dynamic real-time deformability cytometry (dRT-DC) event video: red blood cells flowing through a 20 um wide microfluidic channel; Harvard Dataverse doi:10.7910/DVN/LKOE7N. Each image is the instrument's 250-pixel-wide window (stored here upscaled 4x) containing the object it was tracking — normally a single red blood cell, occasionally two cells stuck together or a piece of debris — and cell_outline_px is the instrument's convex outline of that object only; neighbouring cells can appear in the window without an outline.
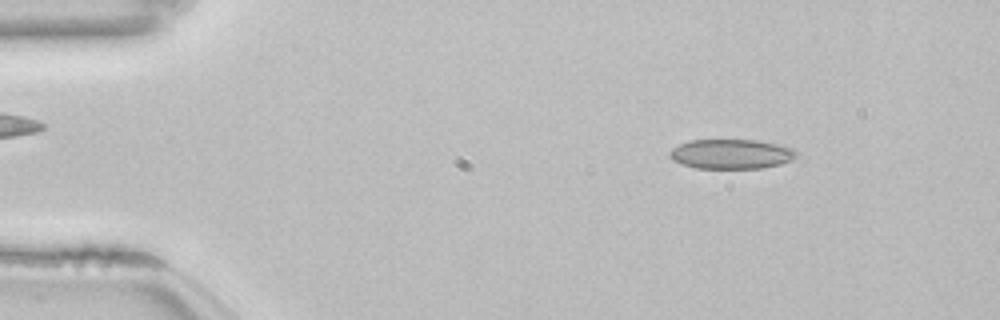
{"species": "common noctule bat (a hibernating species)", "species_latin": "Nyctalus noctula", "temperature_condition": "room temperature", "stored_images_in_passage": 53, "camera_frame_rate_fps": 3000, "um_per_image_px": 0.085, "animal": {"sex": "female", "body_mass_g": 22.7, "forearm_length_mm": 54.2}, "frame": {"image": 1, "passage_image": 7, "time_ms": 2.0, "image_size_px": [1000, 320], "cell_outline_px": [[796, 156], [780, 164], [764, 168], [696, 168], [672, 160], [668, 156], [668, 152], [672, 148], [688, 140], [760, 140], [792, 148], [796, 152]], "centroid_in_image_um": [62.11, 13.08], "position_along_channel_um": 22.9, "area_um2": 21.79}}
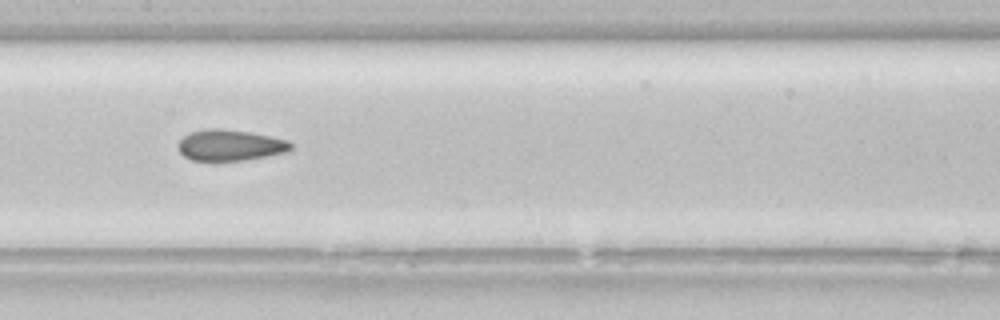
{"frame": {"image": 2, "passage_image": 26, "time_ms": 8.333, "image_size_px": [1000, 320], "cell_outline_px": [[292, 148], [288, 152], [244, 160], [192, 160], [184, 156], [180, 152], [176, 144], [184, 136], [192, 132], [208, 128], [220, 128], [252, 132], [288, 140], [292, 144]], "centroid_in_image_um": [19.57, 12.33], "position_along_channel_um": 187.8, "area_um2": 20.4}}
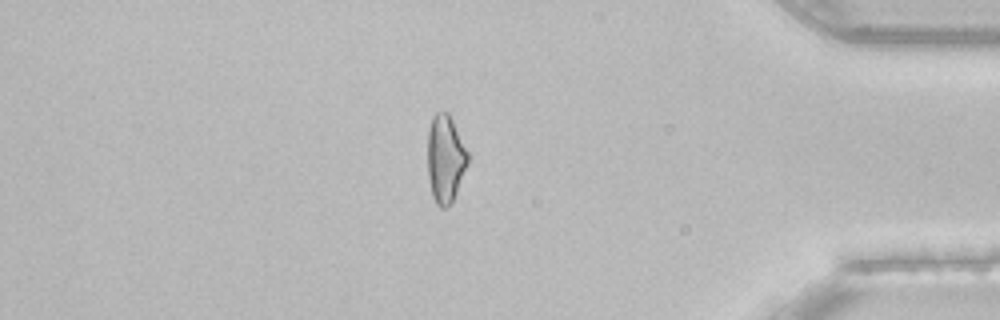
{"frame": {"image": 3, "passage_image": 45, "time_ms": 14.667, "image_size_px": [1000, 320], "cell_outline_px": [[468, 164], [456, 192], [452, 200], [444, 208], [440, 208], [436, 204], [432, 196], [428, 180], [428, 128], [432, 116], [436, 112], [448, 112], [468, 152]], "centroid_in_image_um": [37.83, 13.49], "position_along_channel_um": 397.4, "area_um2": 20.46}, "authors_computed_cell_mechanics": {"area_um2": 21.6172, "velocity_mm_per_s": 3.8563, "shape_relaxation_time_tau1_ms": null, "shape_relaxation_time_tau2_ms": 2.4859, "deformation_change_tau1": null, "deformation_change_tau2": 0.0794}}